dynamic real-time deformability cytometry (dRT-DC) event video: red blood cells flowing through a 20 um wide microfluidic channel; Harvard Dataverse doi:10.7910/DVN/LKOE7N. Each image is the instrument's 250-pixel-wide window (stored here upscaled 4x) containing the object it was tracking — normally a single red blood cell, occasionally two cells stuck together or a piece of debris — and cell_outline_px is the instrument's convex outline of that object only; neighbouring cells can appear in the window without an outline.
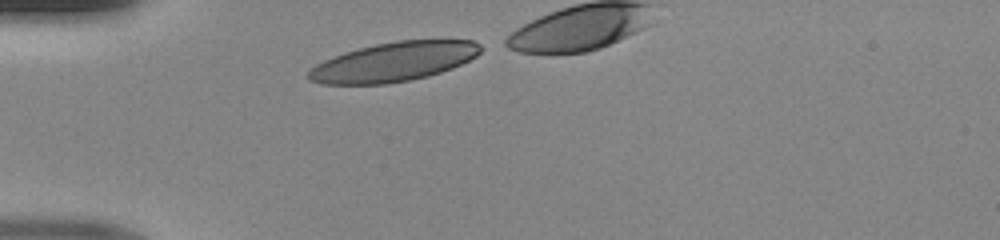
{"species": "human", "species_latin": "Homo sapiens", "temperature_condition": "room temperature", "stored_images_in_passage": 9, "camera_frame_rate_fps": 3000, "um_per_image_px": 0.085, "donor": {"sex": "male"}, "frame": {"image": 1, "passage_image": 1, "time_ms": 0.0, "image_size_px": [1000, 240], "cell_outline_px": [[484, 48], [476, 56], [452, 68], [428, 76], [412, 80], [384, 84], [320, 84], [308, 80], [304, 76], [316, 64], [324, 60], [344, 52], [376, 44], [396, 40], [472, 40], [480, 44]], "centroid_in_image_um": [33.44, 5.26], "position_along_channel_um": 51.6, "area_um2": 39.42}}
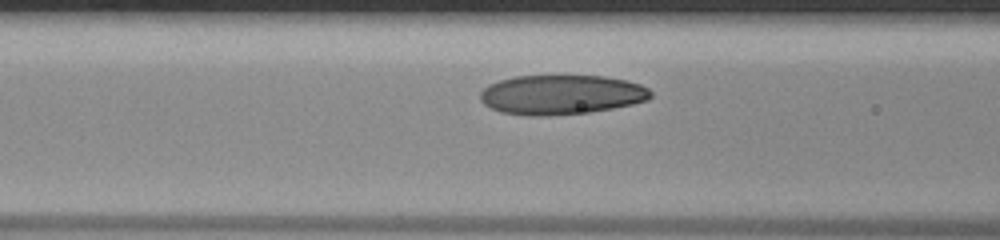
{"frame": {"image": 2, "passage_image": 7, "time_ms": 2.0, "image_size_px": [1000, 240], "cell_outline_px": [[652, 96], [648, 100], [632, 104], [612, 108], [588, 112], [548, 116], [528, 116], [500, 112], [484, 104], [480, 100], [480, 92], [488, 84], [500, 80], [516, 76], [604, 76], [624, 80], [640, 84], [648, 88], [652, 92]], "centroid_in_image_um": [47.69, 8.05], "position_along_channel_um": 118.9, "area_um2": 39.36}}